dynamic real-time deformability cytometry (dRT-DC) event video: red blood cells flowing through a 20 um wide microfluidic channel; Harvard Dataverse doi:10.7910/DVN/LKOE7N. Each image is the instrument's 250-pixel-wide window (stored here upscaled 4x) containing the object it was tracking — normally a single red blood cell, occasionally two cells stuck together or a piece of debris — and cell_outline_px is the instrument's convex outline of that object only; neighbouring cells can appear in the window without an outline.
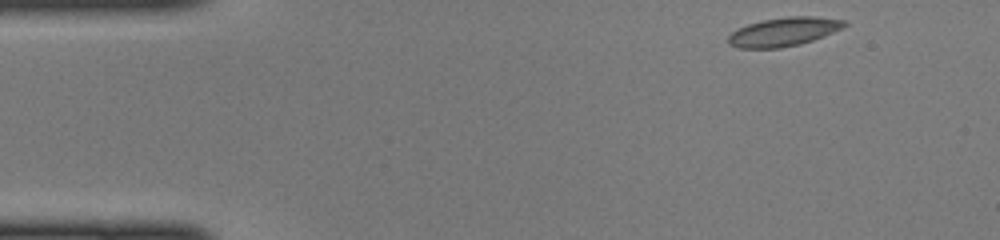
{"species": "common noctule bat (a hibernating species)", "species_latin": "Nyctalus noctula", "temperature_condition": "cold", "stored_images_in_passage": 43, "camera_frame_rate_fps": 3000, "um_per_image_px": 0.085, "animal": {"sex": "female", "body_mass_g": 22.0, "forearm_length_mm": 56.7}, "frame": {"image": 1, "passage_image": 1, "time_ms": 0.0, "image_size_px": [1000, 240], "cell_outline_px": [[848, 24], [824, 36], [800, 44], [780, 48], [740, 48], [728, 44], [728, 36], [732, 32], [748, 24], [764, 20], [788, 16], [816, 16], [844, 20]], "centroid_in_image_um": [66.61, 2.7], "position_along_channel_um": 18.4, "area_um2": 19.25}}
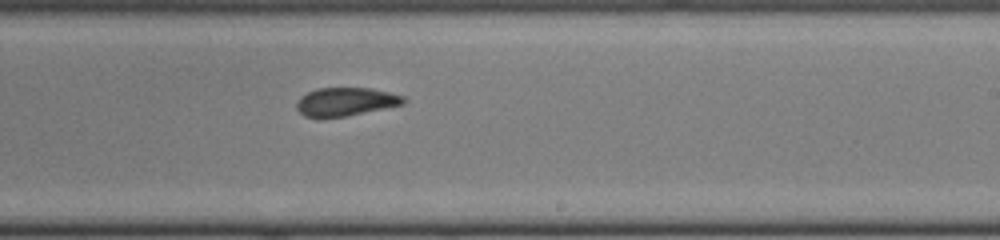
{"frame": {"image": 2, "passage_image": 24, "time_ms": 7.667, "image_size_px": [1000, 240], "cell_outline_px": [[404, 104], [344, 116], [320, 120], [316, 120], [304, 116], [296, 108], [296, 104], [300, 96], [316, 88], [372, 88], [404, 96]], "centroid_in_image_um": [29.3, 8.67], "position_along_channel_um": 259.7, "area_um2": 17.92}}
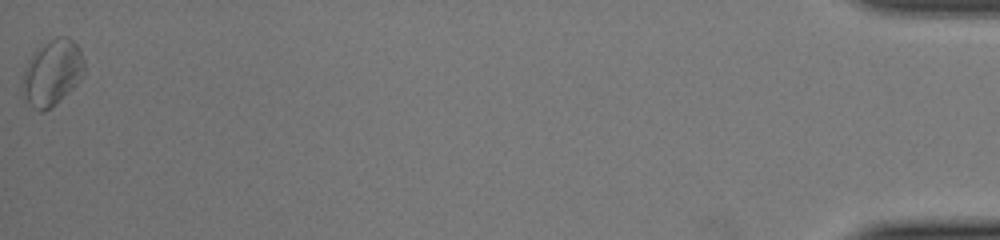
{"frame": {"image": 3, "passage_image": 43, "time_ms": 14.0, "image_size_px": [1000, 240], "cell_outline_px": [[84, 76], [68, 92], [44, 112], [40, 112], [20, 96], [20, 88], [24, 72], [28, 60], [32, 52], [36, 48], [60, 36], [68, 36], [76, 44], [84, 60]], "centroid_in_image_um": [4.4, 6.18], "position_along_channel_um": 430.8, "area_um2": 23.7}}